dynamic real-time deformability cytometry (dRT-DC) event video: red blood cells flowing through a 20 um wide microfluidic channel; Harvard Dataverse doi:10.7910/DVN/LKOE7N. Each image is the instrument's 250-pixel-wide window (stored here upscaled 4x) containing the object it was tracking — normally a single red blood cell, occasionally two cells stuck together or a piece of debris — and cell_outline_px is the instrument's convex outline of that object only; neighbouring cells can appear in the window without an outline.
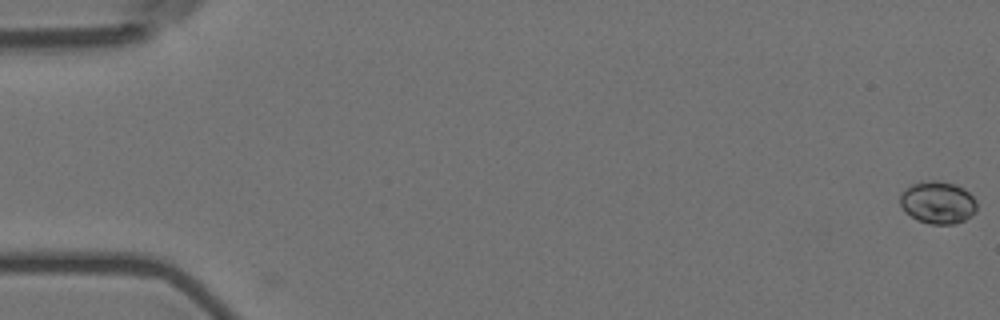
{"species": "Egyptian fruit bat (a non-hibernating species)", "species_latin": "Rousettus aegyptiacus", "temperature_condition": "room temperature", "stored_images_in_passage": 58, "camera_frame_rate_fps": 3000, "um_per_image_px": 0.085, "animal": {"sex": "female"}, "frame": {"image": 1, "passage_image": 1, "time_ms": 0.0, "image_size_px": [1000, 320], "cell_outline_px": [[976, 212], [972, 216], [956, 224], [932, 224], [916, 220], [904, 212], [900, 204], [900, 192], [904, 188], [912, 184], [928, 180], [940, 180], [956, 184], [964, 188], [976, 200]], "centroid_in_image_um": [79.7, 17.21], "position_along_channel_um": 5.3, "area_um2": 19.36}}
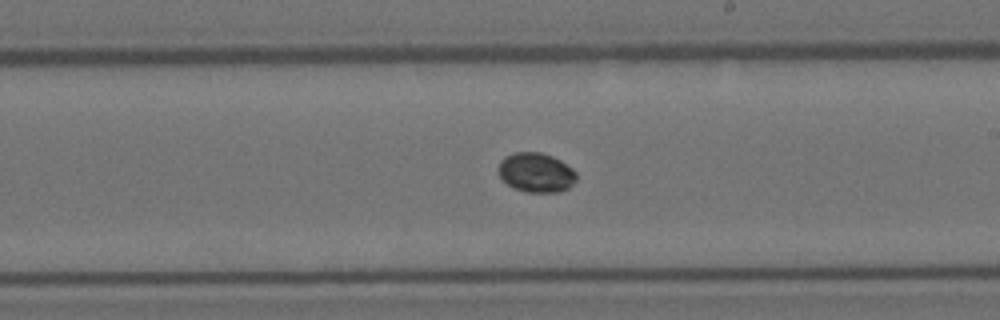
{"frame": {"image": 2, "passage_image": 34, "time_ms": 11.0, "image_size_px": [1000, 320], "cell_outline_px": [[576, 180], [568, 188], [560, 192], [528, 192], [512, 188], [500, 176], [500, 160], [504, 156], [516, 152], [540, 152], [552, 156], [560, 160], [572, 168], [576, 172]], "centroid_in_image_um": [45.58, 14.66], "position_along_channel_um": 243.4, "area_um2": 17.86}}
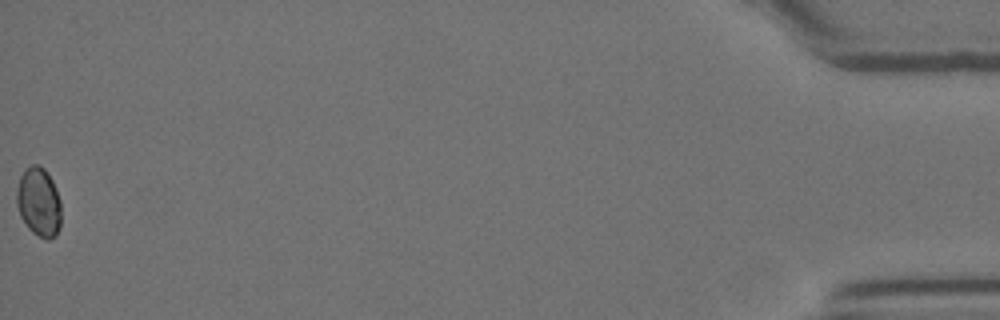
{"frame": {"image": 3, "passage_image": 58, "time_ms": 19.0, "image_size_px": [1000, 320], "cell_outline_px": [[60, 228], [56, 236], [48, 240], [32, 232], [28, 228], [20, 216], [16, 204], [16, 192], [20, 176], [24, 168], [32, 164], [40, 164], [44, 168], [52, 180], [56, 188], [60, 200]], "centroid_in_image_um": [3.29, 17.16], "position_along_channel_um": 431.9, "area_um2": 18.15}}